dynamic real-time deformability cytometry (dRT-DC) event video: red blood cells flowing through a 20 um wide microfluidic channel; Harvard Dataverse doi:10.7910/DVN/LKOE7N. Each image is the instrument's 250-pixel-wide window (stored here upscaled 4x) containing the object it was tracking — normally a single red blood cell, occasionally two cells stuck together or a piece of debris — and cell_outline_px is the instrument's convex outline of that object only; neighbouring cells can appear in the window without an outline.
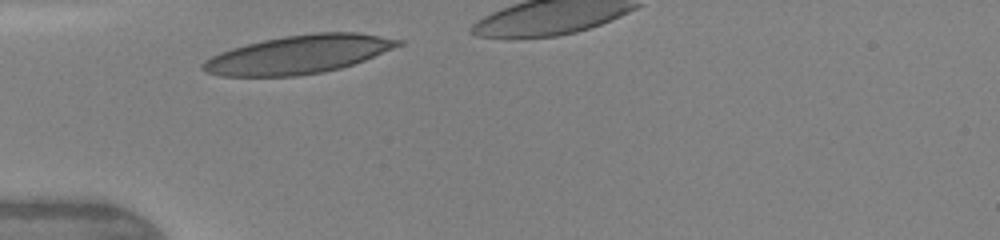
{"species": "human", "species_latin": "Homo sapiens", "temperature_condition": "warm", "stored_images_in_passage": 5, "camera_frame_rate_fps": 3000, "um_per_image_px": 0.085, "donor": {"sex": "female"}, "frame": {"image": 1, "passage_image": 1, "time_ms": 0.0, "image_size_px": [1000, 240], "cell_outline_px": [[404, 44], [364, 60], [340, 68], [324, 72], [296, 76], [220, 76], [204, 72], [200, 68], [200, 64], [204, 60], [220, 52], [232, 48], [264, 40], [284, 36], [316, 32], [356, 32], [404, 40]], "centroid_in_image_um": [25.36, 4.63], "position_along_channel_um": 59.6, "area_um2": 43.64}}